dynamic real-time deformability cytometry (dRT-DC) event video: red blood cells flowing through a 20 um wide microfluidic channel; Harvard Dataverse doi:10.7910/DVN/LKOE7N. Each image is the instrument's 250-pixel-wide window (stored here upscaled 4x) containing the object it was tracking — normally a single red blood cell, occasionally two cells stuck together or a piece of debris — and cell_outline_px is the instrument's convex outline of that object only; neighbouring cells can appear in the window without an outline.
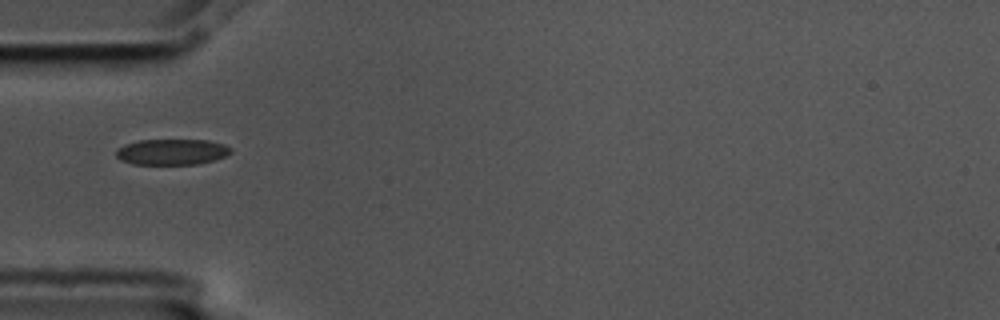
{"species": "common noctule bat (a hibernating species)", "species_latin": "Nyctalus noctula", "temperature_condition": "cold", "stored_images_in_passage": 10, "camera_frame_rate_fps": 3000, "um_per_image_px": 0.085, "animal": {"sex": "male", "body_mass_g": 17.5, "forearm_length_mm": 52.3}, "frame": {"image": 1, "passage_image": 5, "time_ms": 1.333, "image_size_px": [1000, 320], "cell_outline_px": [[232, 152], [224, 156], [200, 164], [132, 164], [120, 160], [116, 156], [116, 148], [124, 144], [140, 140], [208, 140], [224, 144], [232, 148]], "centroid_in_image_um": [14.58, 12.91], "position_along_channel_um": 70.4, "area_um2": 17.34}}